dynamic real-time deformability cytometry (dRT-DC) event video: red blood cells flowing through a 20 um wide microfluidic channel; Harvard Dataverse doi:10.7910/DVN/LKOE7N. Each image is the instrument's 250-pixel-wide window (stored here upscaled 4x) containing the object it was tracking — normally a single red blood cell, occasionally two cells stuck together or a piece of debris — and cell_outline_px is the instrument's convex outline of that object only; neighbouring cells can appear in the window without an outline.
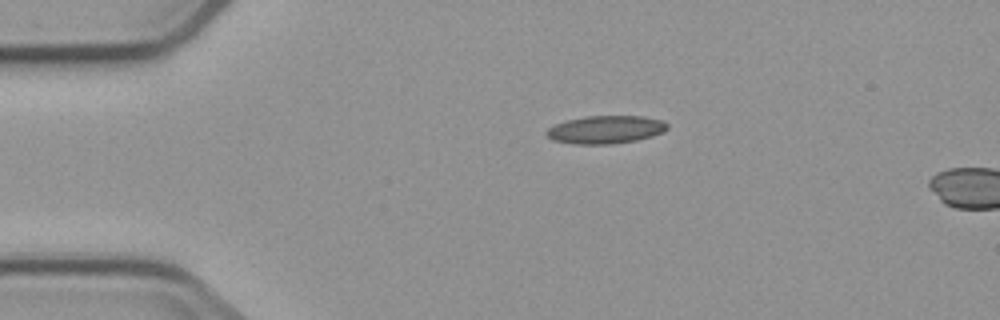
{"species": "common noctule bat (a hibernating species)", "species_latin": "Nyctalus noctula", "temperature_condition": "cold", "stored_images_in_passage": 2, "camera_frame_rate_fps": 3000, "um_per_image_px": 0.085, "animal": {"sex": "male", "body_mass_g": 23.1, "forearm_length_mm": 52.7}, "frame": {"image": 1, "passage_image": 1, "time_ms": 0.0, "image_size_px": [1000, 320], "cell_outline_px": [[668, 128], [664, 132], [652, 136], [636, 140], [612, 144], [572, 144], [552, 140], [544, 132], [548, 128], [556, 124], [568, 120], [588, 116], [644, 116], [664, 120], [668, 124]], "centroid_in_image_um": [51.51, 11.02], "position_along_channel_um": 33.5, "area_um2": 19.77}}